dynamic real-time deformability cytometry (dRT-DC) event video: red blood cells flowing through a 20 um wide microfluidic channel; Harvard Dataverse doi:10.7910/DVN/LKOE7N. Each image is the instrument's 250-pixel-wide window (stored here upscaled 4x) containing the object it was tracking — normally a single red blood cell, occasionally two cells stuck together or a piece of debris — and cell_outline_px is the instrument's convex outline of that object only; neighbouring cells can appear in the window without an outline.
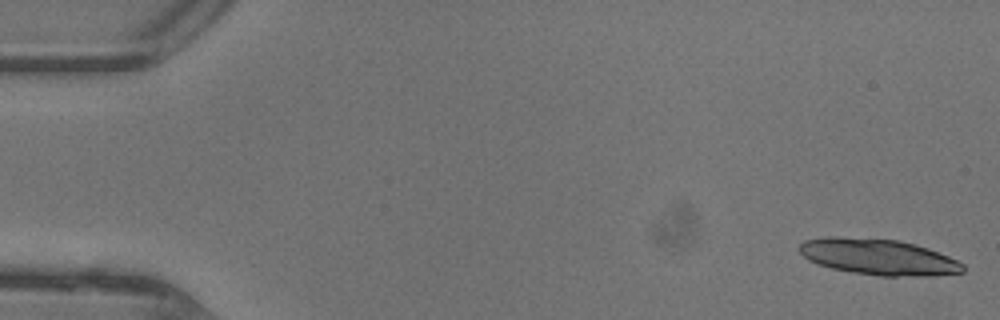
{"species": "common noctule bat (a hibernating species)", "species_latin": "Nyctalus noctula", "temperature_condition": "warm", "stored_images_in_passage": 28, "camera_frame_rate_fps": 3000, "um_per_image_px": 0.085, "animal": {"sex": "female"}, "frame": {"image": 1, "passage_image": 1, "time_ms": 0.0, "image_size_px": [1000, 320], "cell_outline_px": [[964, 272], [932, 276], [880, 276], [852, 272], [832, 268], [816, 264], [808, 260], [800, 252], [800, 244], [804, 240], [820, 236], [836, 236], [900, 240], [916, 244], [928, 248], [948, 256], [964, 264]], "centroid_in_image_um": [74.65, 21.83], "position_along_channel_um": 10.4, "area_um2": 34.56}}
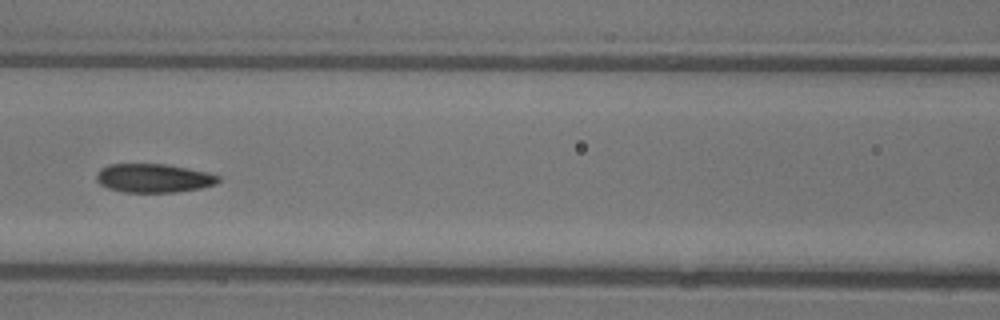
{"frame": {"image": 2, "passage_image": 21, "time_ms": 6.667, "image_size_px": [1000, 320], "cell_outline_px": [[220, 180], [216, 184], [200, 188], [176, 192], [124, 192], [108, 188], [100, 184], [96, 180], [96, 172], [100, 168], [108, 164], [164, 164], [188, 168], [208, 172], [220, 176]], "centroid_in_image_um": [13.04, 15.13], "position_along_channel_um": 153.6, "area_um2": 20.52}}
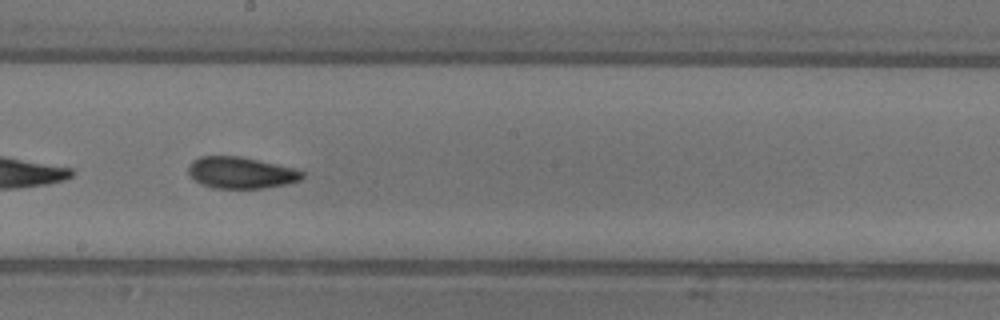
{"frame": {"image": 3, "passage_image": 26, "time_ms": 8.333, "image_size_px": [1000, 320], "cell_outline_px": [[304, 176], [300, 180], [288, 184], [264, 188], [212, 188], [200, 184], [188, 172], [188, 164], [192, 160], [200, 156], [240, 156], [296, 168], [304, 172]], "centroid_in_image_um": [20.49, 14.68], "position_along_channel_um": 227.7, "area_um2": 21.1}}